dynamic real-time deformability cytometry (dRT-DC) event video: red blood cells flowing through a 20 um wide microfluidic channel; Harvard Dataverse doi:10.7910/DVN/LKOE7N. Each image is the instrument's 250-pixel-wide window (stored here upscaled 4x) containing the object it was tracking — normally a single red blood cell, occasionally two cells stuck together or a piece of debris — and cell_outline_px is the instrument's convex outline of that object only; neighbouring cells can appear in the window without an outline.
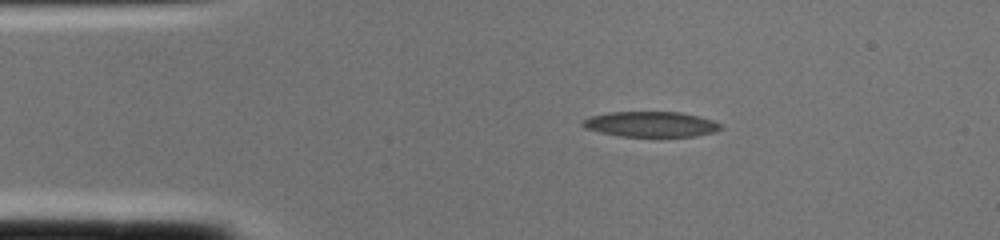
{"species": "common noctule bat (a hibernating species)", "species_latin": "Nyctalus noctula", "temperature_condition": "cold", "stored_images_in_passage": 1, "camera_frame_rate_fps": 3000, "um_per_image_px": 0.085, "animal": {"sex": "female", "body_mass_g": 22.0, "forearm_length_mm": 56.7}, "frame": {"image": 1, "passage_image": 1, "time_ms": 0.0, "image_size_px": [1000, 240], "cell_outline_px": [[724, 128], [716, 132], [696, 136], [620, 136], [600, 132], [584, 128], [580, 124], [580, 120], [588, 116], [608, 112], [680, 112], [700, 116], [712, 120], [720, 124]], "centroid_in_image_um": [55.3, 10.55], "position_along_channel_um": 29.7, "area_um2": 20.63}}